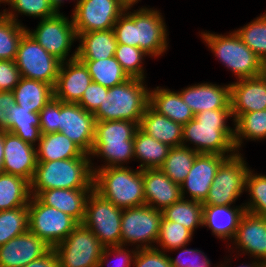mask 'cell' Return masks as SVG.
<instances>
[{"mask_svg": "<svg viewBox=\"0 0 266 267\" xmlns=\"http://www.w3.org/2000/svg\"><path fill=\"white\" fill-rule=\"evenodd\" d=\"M30 183L22 177L0 173V211L28 205Z\"/></svg>", "mask_w": 266, "mask_h": 267, "instance_id": "33", "label": "cell"}, {"mask_svg": "<svg viewBox=\"0 0 266 267\" xmlns=\"http://www.w3.org/2000/svg\"><path fill=\"white\" fill-rule=\"evenodd\" d=\"M250 199L245 204V210L254 215L266 218V175L255 174L248 170L245 179V192Z\"/></svg>", "mask_w": 266, "mask_h": 267, "instance_id": "44", "label": "cell"}, {"mask_svg": "<svg viewBox=\"0 0 266 267\" xmlns=\"http://www.w3.org/2000/svg\"><path fill=\"white\" fill-rule=\"evenodd\" d=\"M133 267H172L168 254L160 248L138 249Z\"/></svg>", "mask_w": 266, "mask_h": 267, "instance_id": "49", "label": "cell"}, {"mask_svg": "<svg viewBox=\"0 0 266 267\" xmlns=\"http://www.w3.org/2000/svg\"><path fill=\"white\" fill-rule=\"evenodd\" d=\"M160 11L141 7L135 10V47L150 57H159L168 49L167 25Z\"/></svg>", "mask_w": 266, "mask_h": 267, "instance_id": "14", "label": "cell"}, {"mask_svg": "<svg viewBox=\"0 0 266 267\" xmlns=\"http://www.w3.org/2000/svg\"><path fill=\"white\" fill-rule=\"evenodd\" d=\"M9 128L6 130L37 147L41 138L39 113L26 110L17 104L9 111Z\"/></svg>", "mask_w": 266, "mask_h": 267, "instance_id": "32", "label": "cell"}, {"mask_svg": "<svg viewBox=\"0 0 266 267\" xmlns=\"http://www.w3.org/2000/svg\"><path fill=\"white\" fill-rule=\"evenodd\" d=\"M10 1H11V0H0V4H1V3H4V4L7 3V4H8Z\"/></svg>", "mask_w": 266, "mask_h": 267, "instance_id": "60", "label": "cell"}, {"mask_svg": "<svg viewBox=\"0 0 266 267\" xmlns=\"http://www.w3.org/2000/svg\"><path fill=\"white\" fill-rule=\"evenodd\" d=\"M103 249L97 236L82 223L53 248L59 267H98Z\"/></svg>", "mask_w": 266, "mask_h": 267, "instance_id": "8", "label": "cell"}, {"mask_svg": "<svg viewBox=\"0 0 266 267\" xmlns=\"http://www.w3.org/2000/svg\"><path fill=\"white\" fill-rule=\"evenodd\" d=\"M134 159L139 160V169L160 168L169 154L171 147L149 136L140 128L134 135Z\"/></svg>", "mask_w": 266, "mask_h": 267, "instance_id": "31", "label": "cell"}, {"mask_svg": "<svg viewBox=\"0 0 266 267\" xmlns=\"http://www.w3.org/2000/svg\"><path fill=\"white\" fill-rule=\"evenodd\" d=\"M93 189H49L37 197L45 204L70 215L78 223L85 216L86 201Z\"/></svg>", "mask_w": 266, "mask_h": 267, "instance_id": "25", "label": "cell"}, {"mask_svg": "<svg viewBox=\"0 0 266 267\" xmlns=\"http://www.w3.org/2000/svg\"><path fill=\"white\" fill-rule=\"evenodd\" d=\"M264 75L266 76V63L264 65V71H263Z\"/></svg>", "mask_w": 266, "mask_h": 267, "instance_id": "62", "label": "cell"}, {"mask_svg": "<svg viewBox=\"0 0 266 267\" xmlns=\"http://www.w3.org/2000/svg\"><path fill=\"white\" fill-rule=\"evenodd\" d=\"M26 32L61 62L77 58V48L69 56L71 46L78 40L72 17L69 20L62 13H56L54 16L41 19L34 30L27 28Z\"/></svg>", "mask_w": 266, "mask_h": 267, "instance_id": "9", "label": "cell"}, {"mask_svg": "<svg viewBox=\"0 0 266 267\" xmlns=\"http://www.w3.org/2000/svg\"><path fill=\"white\" fill-rule=\"evenodd\" d=\"M245 212L243 203L241 206L203 205V227L211 229L220 240L232 241Z\"/></svg>", "mask_w": 266, "mask_h": 267, "instance_id": "24", "label": "cell"}, {"mask_svg": "<svg viewBox=\"0 0 266 267\" xmlns=\"http://www.w3.org/2000/svg\"><path fill=\"white\" fill-rule=\"evenodd\" d=\"M233 121L241 114L266 109V76L263 74L230 83Z\"/></svg>", "mask_w": 266, "mask_h": 267, "instance_id": "17", "label": "cell"}, {"mask_svg": "<svg viewBox=\"0 0 266 267\" xmlns=\"http://www.w3.org/2000/svg\"><path fill=\"white\" fill-rule=\"evenodd\" d=\"M87 66L92 81L111 88L127 81L130 77L122 69L115 56L102 60H80Z\"/></svg>", "mask_w": 266, "mask_h": 267, "instance_id": "36", "label": "cell"}, {"mask_svg": "<svg viewBox=\"0 0 266 267\" xmlns=\"http://www.w3.org/2000/svg\"><path fill=\"white\" fill-rule=\"evenodd\" d=\"M20 79L15 60H0V91H13Z\"/></svg>", "mask_w": 266, "mask_h": 267, "instance_id": "53", "label": "cell"}, {"mask_svg": "<svg viewBox=\"0 0 266 267\" xmlns=\"http://www.w3.org/2000/svg\"><path fill=\"white\" fill-rule=\"evenodd\" d=\"M229 117H233L231 109L197 113L183 125L182 145L190 148L189 145L193 144L192 149L198 154H217L227 158L235 155L237 151L233 143L234 127L226 124ZM187 142H190L189 145Z\"/></svg>", "mask_w": 266, "mask_h": 267, "instance_id": "1", "label": "cell"}, {"mask_svg": "<svg viewBox=\"0 0 266 267\" xmlns=\"http://www.w3.org/2000/svg\"><path fill=\"white\" fill-rule=\"evenodd\" d=\"M149 105V89L144 79L129 78L108 88V94L93 114L96 121L129 120L140 124Z\"/></svg>", "mask_w": 266, "mask_h": 267, "instance_id": "4", "label": "cell"}, {"mask_svg": "<svg viewBox=\"0 0 266 267\" xmlns=\"http://www.w3.org/2000/svg\"><path fill=\"white\" fill-rule=\"evenodd\" d=\"M226 158V156L217 154H198L186 179L181 184L182 198L185 199V194L189 193L190 200L203 203L208 196L218 167Z\"/></svg>", "mask_w": 266, "mask_h": 267, "instance_id": "16", "label": "cell"}, {"mask_svg": "<svg viewBox=\"0 0 266 267\" xmlns=\"http://www.w3.org/2000/svg\"><path fill=\"white\" fill-rule=\"evenodd\" d=\"M15 105L13 91H0V130L9 128V111Z\"/></svg>", "mask_w": 266, "mask_h": 267, "instance_id": "54", "label": "cell"}, {"mask_svg": "<svg viewBox=\"0 0 266 267\" xmlns=\"http://www.w3.org/2000/svg\"><path fill=\"white\" fill-rule=\"evenodd\" d=\"M260 267H266V262H261Z\"/></svg>", "mask_w": 266, "mask_h": 267, "instance_id": "61", "label": "cell"}, {"mask_svg": "<svg viewBox=\"0 0 266 267\" xmlns=\"http://www.w3.org/2000/svg\"><path fill=\"white\" fill-rule=\"evenodd\" d=\"M92 83L87 66L78 58L61 62L54 97L65 103H78Z\"/></svg>", "mask_w": 266, "mask_h": 267, "instance_id": "19", "label": "cell"}, {"mask_svg": "<svg viewBox=\"0 0 266 267\" xmlns=\"http://www.w3.org/2000/svg\"><path fill=\"white\" fill-rule=\"evenodd\" d=\"M74 1V0H73ZM80 0H77L75 6H74V10L77 7V4ZM51 6L53 7V9L55 10L56 13H60V7L62 6L61 3H64V0H49Z\"/></svg>", "mask_w": 266, "mask_h": 267, "instance_id": "57", "label": "cell"}, {"mask_svg": "<svg viewBox=\"0 0 266 267\" xmlns=\"http://www.w3.org/2000/svg\"><path fill=\"white\" fill-rule=\"evenodd\" d=\"M201 38L208 48L237 80L263 74V61L240 39L235 31L229 35L201 32Z\"/></svg>", "mask_w": 266, "mask_h": 267, "instance_id": "5", "label": "cell"}, {"mask_svg": "<svg viewBox=\"0 0 266 267\" xmlns=\"http://www.w3.org/2000/svg\"><path fill=\"white\" fill-rule=\"evenodd\" d=\"M122 209L94 190L89 194L82 224L93 232L104 247L121 245Z\"/></svg>", "mask_w": 266, "mask_h": 267, "instance_id": "7", "label": "cell"}, {"mask_svg": "<svg viewBox=\"0 0 266 267\" xmlns=\"http://www.w3.org/2000/svg\"><path fill=\"white\" fill-rule=\"evenodd\" d=\"M21 77L55 86L61 61L49 54L31 35L25 32L15 58Z\"/></svg>", "mask_w": 266, "mask_h": 267, "instance_id": "12", "label": "cell"}, {"mask_svg": "<svg viewBox=\"0 0 266 267\" xmlns=\"http://www.w3.org/2000/svg\"><path fill=\"white\" fill-rule=\"evenodd\" d=\"M27 27L0 12V60H15L19 43Z\"/></svg>", "mask_w": 266, "mask_h": 267, "instance_id": "40", "label": "cell"}, {"mask_svg": "<svg viewBox=\"0 0 266 267\" xmlns=\"http://www.w3.org/2000/svg\"><path fill=\"white\" fill-rule=\"evenodd\" d=\"M139 128L149 136L170 147L182 145L183 125L159 114L150 105L146 107L141 117Z\"/></svg>", "mask_w": 266, "mask_h": 267, "instance_id": "26", "label": "cell"}, {"mask_svg": "<svg viewBox=\"0 0 266 267\" xmlns=\"http://www.w3.org/2000/svg\"><path fill=\"white\" fill-rule=\"evenodd\" d=\"M234 146L239 153L245 140L266 139V109L239 115L234 120Z\"/></svg>", "mask_w": 266, "mask_h": 267, "instance_id": "34", "label": "cell"}, {"mask_svg": "<svg viewBox=\"0 0 266 267\" xmlns=\"http://www.w3.org/2000/svg\"><path fill=\"white\" fill-rule=\"evenodd\" d=\"M239 152L226 158L218 167L215 178L203 205L230 206L245 190L249 167Z\"/></svg>", "mask_w": 266, "mask_h": 267, "instance_id": "10", "label": "cell"}, {"mask_svg": "<svg viewBox=\"0 0 266 267\" xmlns=\"http://www.w3.org/2000/svg\"><path fill=\"white\" fill-rule=\"evenodd\" d=\"M108 94V88L104 87L96 82H93L84 91L78 104L86 111L94 114L101 102H103L104 96Z\"/></svg>", "mask_w": 266, "mask_h": 267, "instance_id": "51", "label": "cell"}, {"mask_svg": "<svg viewBox=\"0 0 266 267\" xmlns=\"http://www.w3.org/2000/svg\"><path fill=\"white\" fill-rule=\"evenodd\" d=\"M186 246L170 250L172 253L181 249L176 258L169 256L172 267H211V261L204 252L198 249H187Z\"/></svg>", "mask_w": 266, "mask_h": 267, "instance_id": "47", "label": "cell"}, {"mask_svg": "<svg viewBox=\"0 0 266 267\" xmlns=\"http://www.w3.org/2000/svg\"><path fill=\"white\" fill-rule=\"evenodd\" d=\"M79 60H104L115 56L117 41L113 29L77 33Z\"/></svg>", "mask_w": 266, "mask_h": 267, "instance_id": "27", "label": "cell"}, {"mask_svg": "<svg viewBox=\"0 0 266 267\" xmlns=\"http://www.w3.org/2000/svg\"><path fill=\"white\" fill-rule=\"evenodd\" d=\"M15 102L26 110L39 113L54 97V89L50 84L21 77L14 90Z\"/></svg>", "mask_w": 266, "mask_h": 267, "instance_id": "30", "label": "cell"}, {"mask_svg": "<svg viewBox=\"0 0 266 267\" xmlns=\"http://www.w3.org/2000/svg\"><path fill=\"white\" fill-rule=\"evenodd\" d=\"M28 209V230L51 248L60 244L79 224L70 215L45 205L37 196L30 197Z\"/></svg>", "mask_w": 266, "mask_h": 267, "instance_id": "6", "label": "cell"}, {"mask_svg": "<svg viewBox=\"0 0 266 267\" xmlns=\"http://www.w3.org/2000/svg\"><path fill=\"white\" fill-rule=\"evenodd\" d=\"M240 39L266 63V13L234 30Z\"/></svg>", "mask_w": 266, "mask_h": 267, "instance_id": "41", "label": "cell"}, {"mask_svg": "<svg viewBox=\"0 0 266 267\" xmlns=\"http://www.w3.org/2000/svg\"><path fill=\"white\" fill-rule=\"evenodd\" d=\"M255 260L256 259H254V261H251L252 263H250V264L249 263L248 264L242 263V265L240 264L238 267H260L261 261L260 260L255 261ZM227 263H228V261H224V263L221 264V266L227 267L228 266ZM224 264H226V266Z\"/></svg>", "mask_w": 266, "mask_h": 267, "instance_id": "59", "label": "cell"}, {"mask_svg": "<svg viewBox=\"0 0 266 267\" xmlns=\"http://www.w3.org/2000/svg\"><path fill=\"white\" fill-rule=\"evenodd\" d=\"M145 56L149 55L140 48L128 46L126 44H117L115 58L122 66V69L131 78H140L145 80V71L142 66Z\"/></svg>", "mask_w": 266, "mask_h": 267, "instance_id": "46", "label": "cell"}, {"mask_svg": "<svg viewBox=\"0 0 266 267\" xmlns=\"http://www.w3.org/2000/svg\"><path fill=\"white\" fill-rule=\"evenodd\" d=\"M232 240L235 249L261 261L266 256V218L246 211Z\"/></svg>", "mask_w": 266, "mask_h": 267, "instance_id": "23", "label": "cell"}, {"mask_svg": "<svg viewBox=\"0 0 266 267\" xmlns=\"http://www.w3.org/2000/svg\"><path fill=\"white\" fill-rule=\"evenodd\" d=\"M127 167L97 168L93 179V190L122 210L145 205L142 170Z\"/></svg>", "mask_w": 266, "mask_h": 267, "instance_id": "3", "label": "cell"}, {"mask_svg": "<svg viewBox=\"0 0 266 267\" xmlns=\"http://www.w3.org/2000/svg\"><path fill=\"white\" fill-rule=\"evenodd\" d=\"M51 249L29 230L0 246V267H24Z\"/></svg>", "mask_w": 266, "mask_h": 267, "instance_id": "20", "label": "cell"}, {"mask_svg": "<svg viewBox=\"0 0 266 267\" xmlns=\"http://www.w3.org/2000/svg\"><path fill=\"white\" fill-rule=\"evenodd\" d=\"M4 130H0V173L4 172Z\"/></svg>", "mask_w": 266, "mask_h": 267, "instance_id": "56", "label": "cell"}, {"mask_svg": "<svg viewBox=\"0 0 266 267\" xmlns=\"http://www.w3.org/2000/svg\"><path fill=\"white\" fill-rule=\"evenodd\" d=\"M139 125L129 120L96 121L94 143L134 140Z\"/></svg>", "mask_w": 266, "mask_h": 267, "instance_id": "39", "label": "cell"}, {"mask_svg": "<svg viewBox=\"0 0 266 267\" xmlns=\"http://www.w3.org/2000/svg\"><path fill=\"white\" fill-rule=\"evenodd\" d=\"M102 157L104 159L101 166L92 168L93 172L97 168L106 167H122L124 163H129V160L134 158V141L124 140V142L116 143H93L90 157Z\"/></svg>", "mask_w": 266, "mask_h": 267, "instance_id": "38", "label": "cell"}, {"mask_svg": "<svg viewBox=\"0 0 266 267\" xmlns=\"http://www.w3.org/2000/svg\"><path fill=\"white\" fill-rule=\"evenodd\" d=\"M136 248H133V250L126 249V246H109L104 247L102 255L99 260L98 267H104L105 263L109 265V257L112 256L111 254L116 255L115 258L119 260V263L117 267H131L134 263V258L137 253ZM132 264V265H131ZM111 266V265H109Z\"/></svg>", "mask_w": 266, "mask_h": 267, "instance_id": "52", "label": "cell"}, {"mask_svg": "<svg viewBox=\"0 0 266 267\" xmlns=\"http://www.w3.org/2000/svg\"><path fill=\"white\" fill-rule=\"evenodd\" d=\"M93 167L91 157L37 162L30 194L38 196L49 189H93Z\"/></svg>", "mask_w": 266, "mask_h": 267, "instance_id": "2", "label": "cell"}, {"mask_svg": "<svg viewBox=\"0 0 266 267\" xmlns=\"http://www.w3.org/2000/svg\"><path fill=\"white\" fill-rule=\"evenodd\" d=\"M178 92L194 115L206 110L231 109L230 84L198 83Z\"/></svg>", "mask_w": 266, "mask_h": 267, "instance_id": "21", "label": "cell"}, {"mask_svg": "<svg viewBox=\"0 0 266 267\" xmlns=\"http://www.w3.org/2000/svg\"><path fill=\"white\" fill-rule=\"evenodd\" d=\"M36 147L37 162L90 157L62 132L42 134Z\"/></svg>", "mask_w": 266, "mask_h": 267, "instance_id": "29", "label": "cell"}, {"mask_svg": "<svg viewBox=\"0 0 266 267\" xmlns=\"http://www.w3.org/2000/svg\"><path fill=\"white\" fill-rule=\"evenodd\" d=\"M118 1L125 9L131 10L134 4L138 3V1L140 0H118Z\"/></svg>", "mask_w": 266, "mask_h": 267, "instance_id": "58", "label": "cell"}, {"mask_svg": "<svg viewBox=\"0 0 266 267\" xmlns=\"http://www.w3.org/2000/svg\"><path fill=\"white\" fill-rule=\"evenodd\" d=\"M198 153L186 146L171 147L160 169L174 182L181 185L191 170Z\"/></svg>", "mask_w": 266, "mask_h": 267, "instance_id": "37", "label": "cell"}, {"mask_svg": "<svg viewBox=\"0 0 266 267\" xmlns=\"http://www.w3.org/2000/svg\"><path fill=\"white\" fill-rule=\"evenodd\" d=\"M125 12L115 22L113 30L117 43L135 47V10Z\"/></svg>", "mask_w": 266, "mask_h": 267, "instance_id": "48", "label": "cell"}, {"mask_svg": "<svg viewBox=\"0 0 266 267\" xmlns=\"http://www.w3.org/2000/svg\"><path fill=\"white\" fill-rule=\"evenodd\" d=\"M261 262H266V256L261 260Z\"/></svg>", "mask_w": 266, "mask_h": 267, "instance_id": "63", "label": "cell"}, {"mask_svg": "<svg viewBox=\"0 0 266 267\" xmlns=\"http://www.w3.org/2000/svg\"><path fill=\"white\" fill-rule=\"evenodd\" d=\"M193 234L194 233L180 223L167 221L162 217L156 242L157 246H154V248L160 247L161 251L167 253L170 250L189 244Z\"/></svg>", "mask_w": 266, "mask_h": 267, "instance_id": "43", "label": "cell"}, {"mask_svg": "<svg viewBox=\"0 0 266 267\" xmlns=\"http://www.w3.org/2000/svg\"><path fill=\"white\" fill-rule=\"evenodd\" d=\"M41 134L59 132V99L53 97L39 112Z\"/></svg>", "mask_w": 266, "mask_h": 267, "instance_id": "50", "label": "cell"}, {"mask_svg": "<svg viewBox=\"0 0 266 267\" xmlns=\"http://www.w3.org/2000/svg\"><path fill=\"white\" fill-rule=\"evenodd\" d=\"M125 12L118 0H80L72 17L76 33L113 29Z\"/></svg>", "mask_w": 266, "mask_h": 267, "instance_id": "13", "label": "cell"}, {"mask_svg": "<svg viewBox=\"0 0 266 267\" xmlns=\"http://www.w3.org/2000/svg\"><path fill=\"white\" fill-rule=\"evenodd\" d=\"M162 219V211L149 205L131 207L122 210L121 246H133L136 249L154 248ZM152 243L154 245H152Z\"/></svg>", "mask_w": 266, "mask_h": 267, "instance_id": "11", "label": "cell"}, {"mask_svg": "<svg viewBox=\"0 0 266 267\" xmlns=\"http://www.w3.org/2000/svg\"><path fill=\"white\" fill-rule=\"evenodd\" d=\"M149 105L159 114L181 125L194 118L190 107L182 100L180 93L159 86L149 90Z\"/></svg>", "mask_w": 266, "mask_h": 267, "instance_id": "28", "label": "cell"}, {"mask_svg": "<svg viewBox=\"0 0 266 267\" xmlns=\"http://www.w3.org/2000/svg\"><path fill=\"white\" fill-rule=\"evenodd\" d=\"M145 205L163 211L182 199L181 185L174 183L160 168L143 169Z\"/></svg>", "mask_w": 266, "mask_h": 267, "instance_id": "22", "label": "cell"}, {"mask_svg": "<svg viewBox=\"0 0 266 267\" xmlns=\"http://www.w3.org/2000/svg\"><path fill=\"white\" fill-rule=\"evenodd\" d=\"M95 117L78 103L59 100V132L86 154H91L95 137Z\"/></svg>", "mask_w": 266, "mask_h": 267, "instance_id": "15", "label": "cell"}, {"mask_svg": "<svg viewBox=\"0 0 266 267\" xmlns=\"http://www.w3.org/2000/svg\"><path fill=\"white\" fill-rule=\"evenodd\" d=\"M28 205L0 211V246L28 231Z\"/></svg>", "mask_w": 266, "mask_h": 267, "instance_id": "42", "label": "cell"}, {"mask_svg": "<svg viewBox=\"0 0 266 267\" xmlns=\"http://www.w3.org/2000/svg\"><path fill=\"white\" fill-rule=\"evenodd\" d=\"M24 267H59V261L55 251L51 248L45 255L31 261Z\"/></svg>", "mask_w": 266, "mask_h": 267, "instance_id": "55", "label": "cell"}, {"mask_svg": "<svg viewBox=\"0 0 266 267\" xmlns=\"http://www.w3.org/2000/svg\"><path fill=\"white\" fill-rule=\"evenodd\" d=\"M167 221L177 222L192 233L196 228L203 227V204L190 199H181L162 211Z\"/></svg>", "mask_w": 266, "mask_h": 267, "instance_id": "35", "label": "cell"}, {"mask_svg": "<svg viewBox=\"0 0 266 267\" xmlns=\"http://www.w3.org/2000/svg\"><path fill=\"white\" fill-rule=\"evenodd\" d=\"M36 166L35 146L4 130V172L22 177L31 183Z\"/></svg>", "mask_w": 266, "mask_h": 267, "instance_id": "18", "label": "cell"}, {"mask_svg": "<svg viewBox=\"0 0 266 267\" xmlns=\"http://www.w3.org/2000/svg\"><path fill=\"white\" fill-rule=\"evenodd\" d=\"M7 5H10L11 8L4 9L2 13L19 24H21L18 20L19 14L37 17L40 20L56 14L49 0H11Z\"/></svg>", "mask_w": 266, "mask_h": 267, "instance_id": "45", "label": "cell"}]
</instances>
